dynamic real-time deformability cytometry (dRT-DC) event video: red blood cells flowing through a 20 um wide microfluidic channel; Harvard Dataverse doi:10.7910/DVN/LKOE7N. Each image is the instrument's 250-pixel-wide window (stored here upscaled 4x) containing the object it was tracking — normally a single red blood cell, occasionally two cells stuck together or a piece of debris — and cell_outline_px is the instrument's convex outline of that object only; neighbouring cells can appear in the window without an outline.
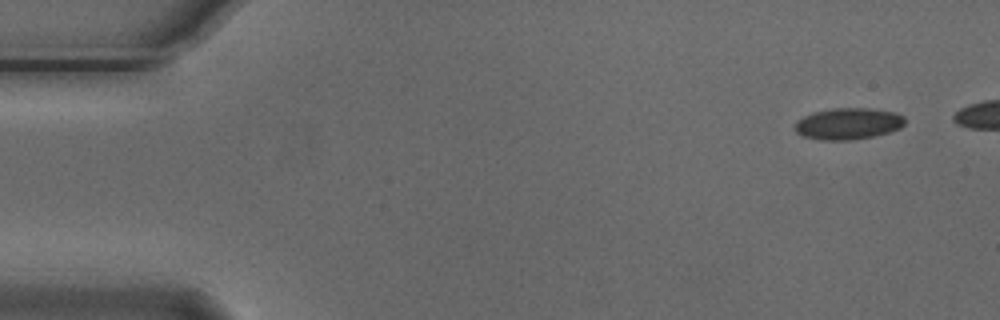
{"species": "Egyptian fruit bat (a non-hibernating species)", "species_latin": "Rousettus aegyptiacus", "temperature_condition": "cold", "stored_images_in_passage": 6, "segment_of_instrument_passage": [1, 2], "camera_frame_rate_fps": 3000, "um_per_image_px": 0.085, "animal": {"sex": "male"}, "frame": {"image": 1, "passage_image": 1, "time_ms": 0.0, "image_size_px": [1000, 320], "cell_outline_px": [[904, 124], [900, 128], [888, 132], [872, 136], [852, 140], [820, 140], [804, 136], [796, 132], [796, 124], [804, 116], [812, 112], [832, 108], [868, 108], [892, 112], [904, 116]], "centroid_in_image_um": [72.09, 10.51], "position_along_channel_um": 12.9, "area_um2": 19.94}}
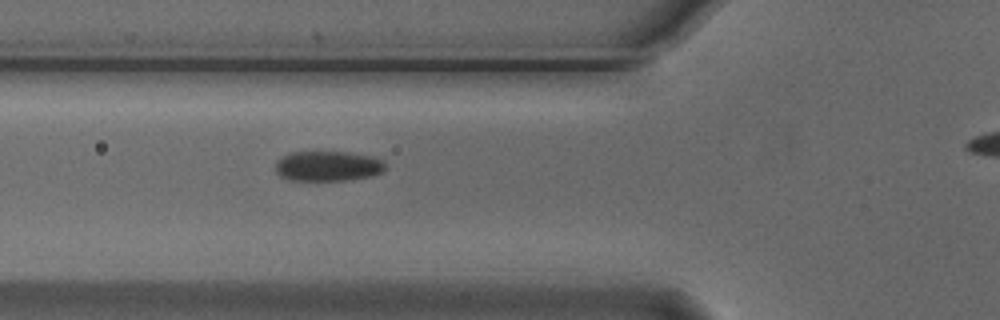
{"frame": {"image": 2, "passage_image": 5, "time_ms": 1.333, "image_size_px": [1000, 320], "cell_outline_px": [[384, 168], [380, 172], [372, 176], [348, 180], [288, 180], [280, 176], [276, 172], [276, 160], [292, 152], [348, 152], [372, 156], [384, 160]], "centroid_in_image_um": [27.86, 14.12], "position_along_channel_um": 97.9, "area_um2": 19.25}}